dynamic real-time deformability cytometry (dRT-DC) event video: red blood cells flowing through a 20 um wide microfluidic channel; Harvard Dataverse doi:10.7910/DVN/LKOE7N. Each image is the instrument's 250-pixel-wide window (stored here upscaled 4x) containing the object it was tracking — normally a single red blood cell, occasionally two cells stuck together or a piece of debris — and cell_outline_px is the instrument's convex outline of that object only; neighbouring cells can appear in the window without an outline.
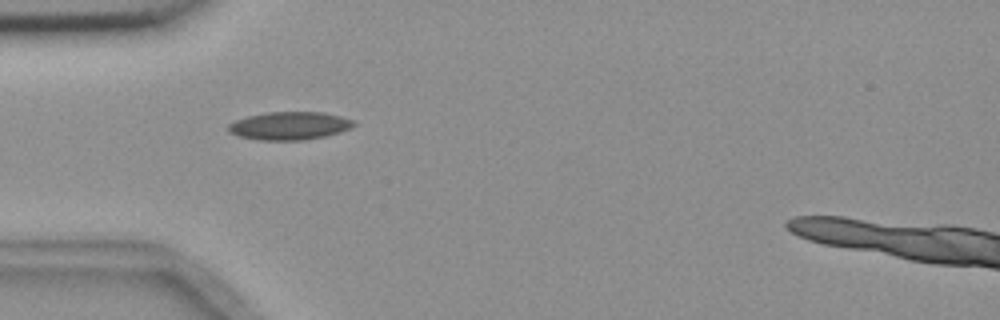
{"species": "common noctule bat (a hibernating species)", "species_latin": "Nyctalus noctula", "temperature_condition": "room temperature", "stored_images_in_passage": 2, "camera_frame_rate_fps": 3000, "um_per_image_px": 0.085, "animal": {"sex": "female", "body_mass_g": 18.4}, "frame": {"image": 1, "passage_image": 1, "time_ms": 0.0, "image_size_px": [1000, 320], "cell_outline_px": [[356, 124], [352, 128], [340, 132], [324, 136], [304, 140], [260, 140], [240, 136], [228, 132], [228, 124], [236, 120], [248, 116], [268, 112], [324, 112], [340, 116], [352, 120]], "centroid_in_image_um": [24.62, 10.69], "position_along_channel_um": 60.4, "area_um2": 20.4}}